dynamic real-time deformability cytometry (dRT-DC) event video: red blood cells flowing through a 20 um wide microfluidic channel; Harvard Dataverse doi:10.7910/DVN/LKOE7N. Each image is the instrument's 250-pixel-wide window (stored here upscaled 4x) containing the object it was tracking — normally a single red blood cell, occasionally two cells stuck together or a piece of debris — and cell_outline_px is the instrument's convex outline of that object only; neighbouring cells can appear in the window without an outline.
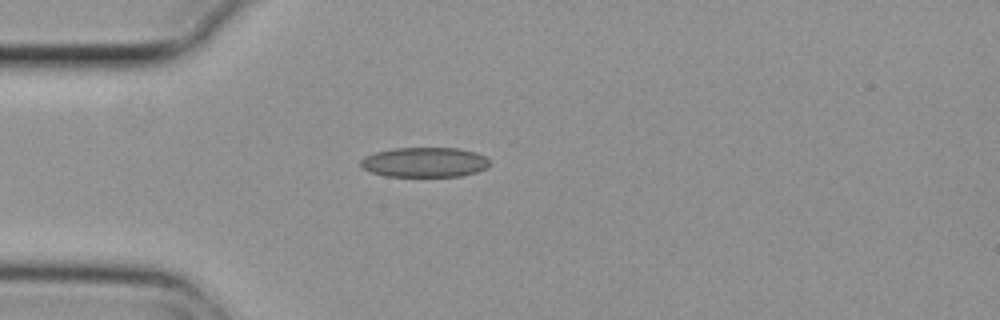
{"species": "common noctule bat (a hibernating species)", "species_latin": "Nyctalus noctula", "temperature_condition": "cold", "stored_images_in_passage": 3, "camera_frame_rate_fps": 3000, "um_per_image_px": 0.085, "animal": {"sex": "female", "body_mass_g": 29.2, "forearm_length_mm": 56.3}, "frame": {"image": 1, "passage_image": 3, "time_ms": 0.667, "image_size_px": [1000, 320], "cell_outline_px": [[492, 164], [488, 168], [476, 172], [460, 176], [384, 176], [372, 172], [364, 168], [360, 164], [360, 160], [364, 156], [376, 152], [392, 148], [460, 148], [476, 152], [484, 156]], "centroid_in_image_um": [36.12, 13.78], "position_along_channel_um": 48.9, "area_um2": 22.54}}